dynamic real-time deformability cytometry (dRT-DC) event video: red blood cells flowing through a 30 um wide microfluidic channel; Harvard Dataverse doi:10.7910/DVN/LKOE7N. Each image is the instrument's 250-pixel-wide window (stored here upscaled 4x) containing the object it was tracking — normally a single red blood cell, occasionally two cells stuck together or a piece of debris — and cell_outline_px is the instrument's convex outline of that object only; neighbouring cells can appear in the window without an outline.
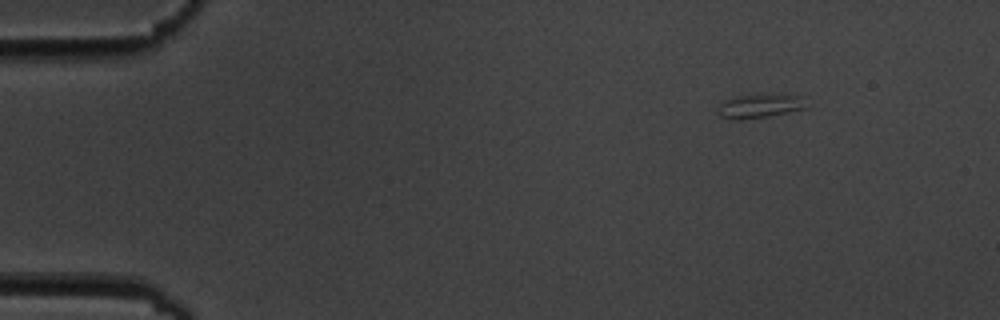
{"species": "common noctule bat (a hibernating species)", "species_latin": "Nyctalus noctula", "temperature_condition": "cold", "stored_images_in_passage": 4, "camera_frame_rate_fps": 3000, "um_per_image_px": 0.085, "animal": {"sex": "male", "body_mass_g": 19.5, "forearm_length_mm": 54.6}, "frame": {"image": 1, "passage_image": 1, "time_ms": 0.0, "image_size_px": [1000, 320], "cell_outline_px": [[804, 108], [788, 112], [768, 116], [740, 120], [736, 120], [720, 116], [720, 104], [724, 100], [740, 96], [800, 96]], "centroid_in_image_um": [64.49, 9.05], "position_along_channel_um": 20.5, "area_um2": 11.33}}